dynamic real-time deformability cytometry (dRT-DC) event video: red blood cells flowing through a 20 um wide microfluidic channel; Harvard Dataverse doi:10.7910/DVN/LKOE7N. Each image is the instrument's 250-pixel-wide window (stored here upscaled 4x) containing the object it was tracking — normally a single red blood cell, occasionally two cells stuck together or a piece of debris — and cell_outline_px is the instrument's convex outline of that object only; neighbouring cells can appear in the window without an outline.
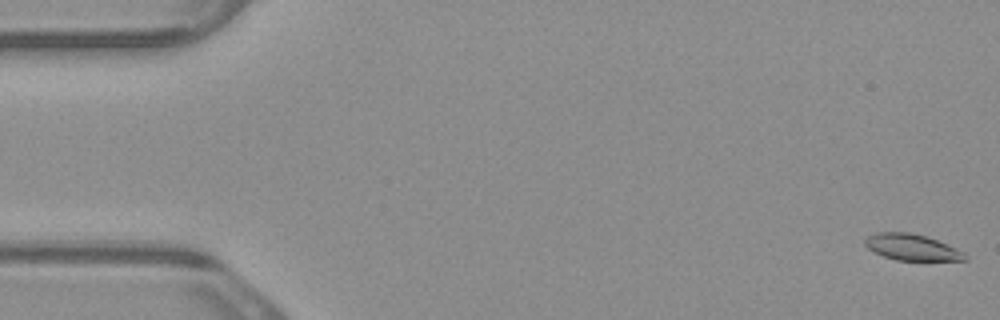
{"species": "common noctule bat (a hibernating species)", "species_latin": "Nyctalus noctula", "temperature_condition": "warm", "stored_images_in_passage": 5, "camera_frame_rate_fps": 3000, "um_per_image_px": 0.085, "animal": {"sex": "male", "body_mass_g": 23.1, "forearm_length_mm": 52.7}, "frame": {"image": 1, "passage_image": 1, "time_ms": 0.0, "image_size_px": [1000, 320], "cell_outline_px": [[968, 260], [896, 260], [884, 256], [868, 248], [864, 244], [864, 240], [868, 236], [876, 232], [912, 232], [936, 240], [956, 248], [964, 252], [968, 256]], "centroid_in_image_um": [77.51, 21.01], "position_along_channel_um": 7.5, "area_um2": 15.14}}
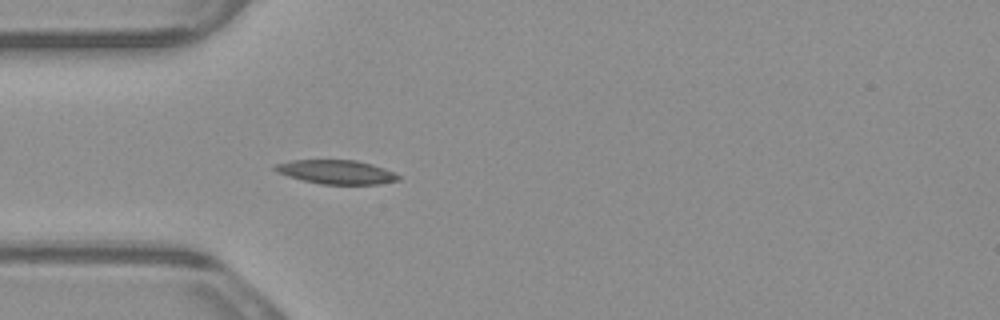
{"frame": {"image": 2, "passage_image": 5, "time_ms": 1.333, "image_size_px": [1000, 320], "cell_outline_px": [[400, 180], [380, 184], [320, 184], [288, 176], [276, 172], [272, 168], [272, 164], [292, 160], [356, 160], [372, 164], [396, 172], [400, 176]], "centroid_in_image_um": [28.59, 14.61], "position_along_channel_um": 56.4, "area_um2": 17.4}}